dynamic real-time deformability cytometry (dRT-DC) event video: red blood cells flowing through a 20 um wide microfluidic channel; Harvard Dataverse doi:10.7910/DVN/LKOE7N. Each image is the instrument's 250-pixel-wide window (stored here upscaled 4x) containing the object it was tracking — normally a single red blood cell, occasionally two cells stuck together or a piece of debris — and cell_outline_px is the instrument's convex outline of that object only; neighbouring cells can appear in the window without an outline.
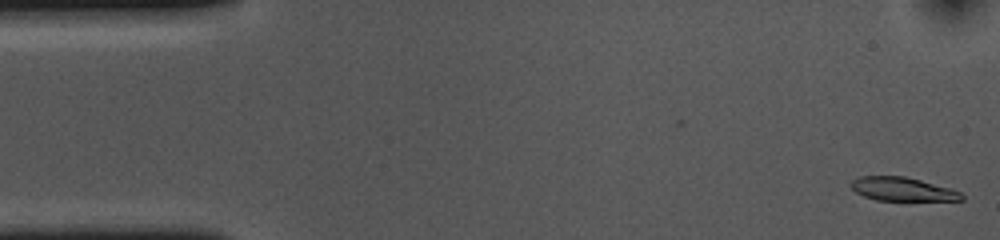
{"species": "common noctule bat (a hibernating species)", "species_latin": "Nyctalus noctula", "temperature_condition": "cold", "stored_images_in_passage": 53, "camera_frame_rate_fps": 3000, "um_per_image_px": 0.085, "animal": {"sex": "female", "body_mass_g": 10.0, "forearm_length_mm": 53.1}, "frame": {"image": 1, "passage_image": 1, "time_ms": 0.0, "image_size_px": [1000, 240], "cell_outline_px": [[964, 200], [876, 200], [864, 196], [856, 192], [848, 184], [852, 180], [860, 176], [904, 176], [920, 180], [948, 188], [960, 192], [964, 196]], "centroid_in_image_um": [76.66, 16.07], "position_along_channel_um": 8.3, "area_um2": 15.03}}
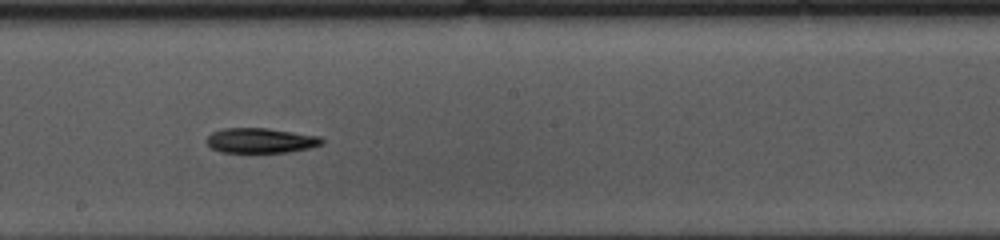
{"frame": {"image": 2, "passage_image": 28, "time_ms": 9.0, "image_size_px": [1000, 240], "cell_outline_px": [[324, 144], [312, 148], [288, 152], [220, 152], [212, 148], [204, 140], [212, 132], [224, 128], [268, 128], [320, 136], [324, 140]], "centroid_in_image_um": [22.19, 11.94], "position_along_channel_um": 226.0, "area_um2": 16.94}}
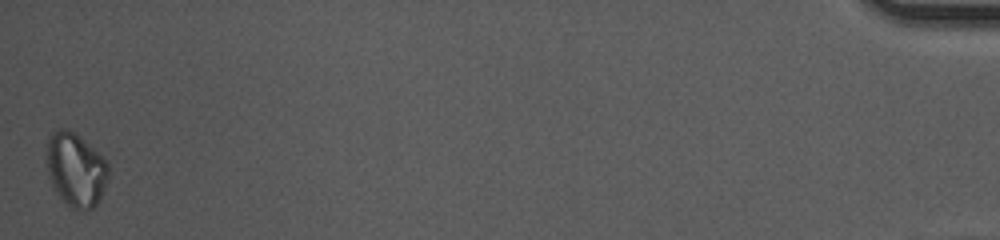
{"frame": {"image": 3, "passage_image": 53, "time_ms": 17.333, "image_size_px": [1000, 240], "cell_outline_px": [[108, 176], [100, 200], [92, 208], [84, 212], [68, 208], [52, 188], [48, 176], [48, 136], [52, 132], [60, 128], [68, 128], [108, 160]], "centroid_in_image_um": [6.44, 14.47], "position_along_channel_um": 428.8, "area_um2": 26.82}, "authors_computed_cell_mechanics": {"area_um2": 17.2822, "velocity_mm_per_s": 3.6405, "shape_relaxation_time_tau1_ms": 2.9633, "shape_relaxation_time_tau2_ms": null, "deformation_change_tau1": 0.1237, "deformation_change_tau2": null}}